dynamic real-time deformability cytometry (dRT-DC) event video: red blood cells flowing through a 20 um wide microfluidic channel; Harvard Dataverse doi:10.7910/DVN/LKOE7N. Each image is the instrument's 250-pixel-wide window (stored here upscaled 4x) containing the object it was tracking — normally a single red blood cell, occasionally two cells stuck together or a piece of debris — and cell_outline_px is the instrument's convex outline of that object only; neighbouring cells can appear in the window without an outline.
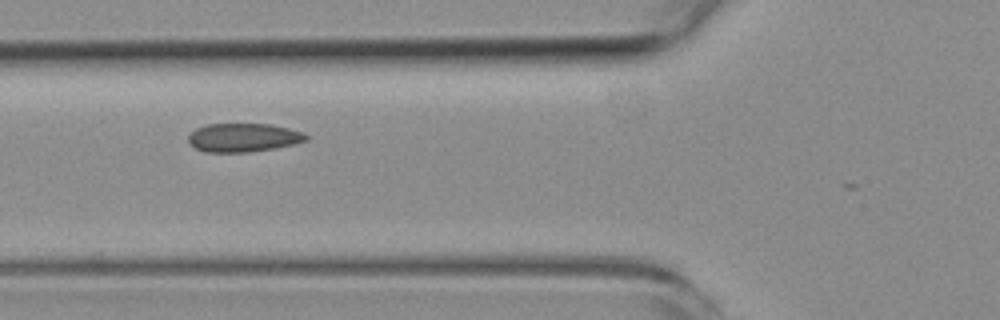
{"species": "common noctule bat (a hibernating species)", "species_latin": "Nyctalus noctula", "temperature_condition": "room temperature", "stored_images_in_passage": 5, "camera_frame_rate_fps": 3000, "um_per_image_px": 0.085, "animal": {"sex": "female", "body_mass_g": 19.3, "forearm_length_mm": 54.1}, "frame": {"image": 1, "passage_image": 4, "time_ms": 4.333, "image_size_px": [1000, 320], "cell_outline_px": [[308, 140], [296, 144], [248, 152], [204, 152], [188, 144], [188, 136], [196, 128], [208, 124], [272, 124], [304, 132], [308, 136]], "centroid_in_image_um": [20.69, 11.69], "position_along_channel_um": 105.1, "area_um2": 19.71}}